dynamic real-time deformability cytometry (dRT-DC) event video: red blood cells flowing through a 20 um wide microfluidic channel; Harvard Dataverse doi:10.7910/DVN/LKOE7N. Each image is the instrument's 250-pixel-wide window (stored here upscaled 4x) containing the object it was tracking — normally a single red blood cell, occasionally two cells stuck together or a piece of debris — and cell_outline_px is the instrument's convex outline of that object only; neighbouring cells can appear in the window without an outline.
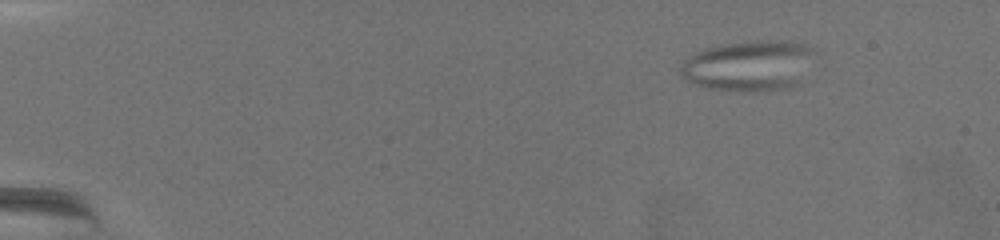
{"species": "common noctule bat (a hibernating species)", "species_latin": "Nyctalus noctula", "temperature_condition": "warm", "stored_images_in_passage": 75, "camera_frame_rate_fps": 3000, "um_per_image_px": 0.085, "animal": {"sex": "female", "body_mass_g": 19.5, "forearm_length_mm": 54.1}, "frame": {"image": 1, "passage_image": 9, "time_ms": 2.667, "image_size_px": [1000, 240], "cell_outline_px": [[808, 48], [788, 84], [784, 88], [752, 92], [744, 92], [708, 88], [696, 84], [688, 80], [680, 72], [680, 64], [696, 52], [708, 48], [732, 44], [804, 44]], "centroid_in_image_um": [63.26, 5.66], "position_along_channel_um": 21.7, "area_um2": 34.91}}
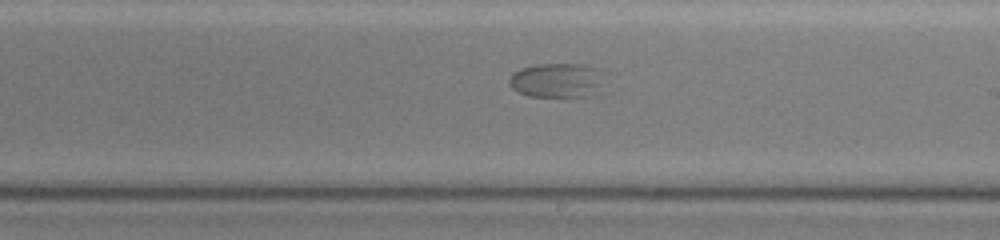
{"frame": {"image": 2, "passage_image": 46, "time_ms": 15.0, "image_size_px": [1000, 240], "cell_outline_px": [[608, 72], [592, 96], [528, 96], [516, 92], [508, 84], [508, 80], [512, 72], [520, 68], [536, 64], [584, 64], [600, 68]], "centroid_in_image_um": [47.35, 6.8], "position_along_channel_um": 241.7, "area_um2": 19.59}}
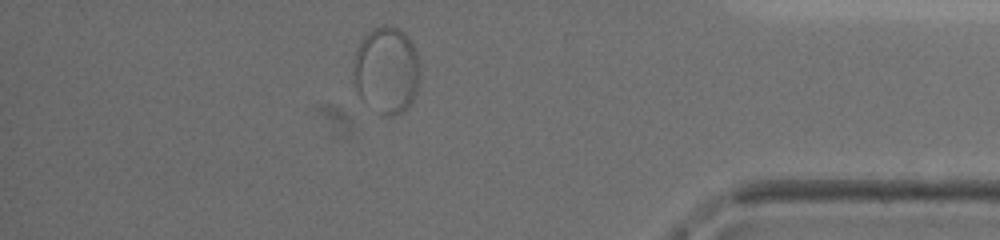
{"frame": {"image": 3, "passage_image": 66, "time_ms": 21.667, "image_size_px": [1000, 240], "cell_outline_px": [[420, 76], [416, 92], [408, 108], [396, 116], [380, 116], [364, 104], [360, 100], [356, 84], [352, 60], [364, 36], [372, 28], [384, 24], [396, 28], [404, 32], [408, 36], [416, 52]], "centroid_in_image_um": [32.84, 6.01], "position_along_channel_um": 402.4, "area_um2": 34.1}}